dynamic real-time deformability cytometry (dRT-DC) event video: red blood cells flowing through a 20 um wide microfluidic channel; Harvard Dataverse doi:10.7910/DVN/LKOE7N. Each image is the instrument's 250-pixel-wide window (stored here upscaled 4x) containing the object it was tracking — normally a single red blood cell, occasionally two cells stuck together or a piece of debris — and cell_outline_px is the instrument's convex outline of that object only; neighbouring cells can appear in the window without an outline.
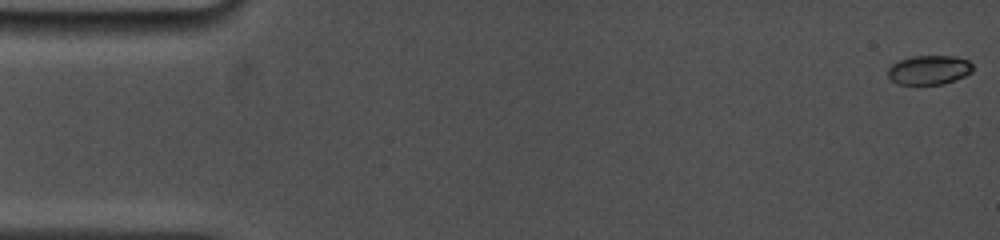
{"species": "common noctule bat (a hibernating species)", "species_latin": "Nyctalus noctula", "temperature_condition": "cold", "stored_images_in_passage": 31, "camera_frame_rate_fps": 5000, "um_per_image_px": 0.085, "animal": {"sex": "female", "body_mass_g": 19.0, "forearm_length_mm": 53.3}, "frame": {"image": 1, "passage_image": 1, "time_ms": 0.0, "image_size_px": [1000, 240], "cell_outline_px": [[972, 72], [956, 80], [944, 84], [896, 84], [888, 76], [888, 68], [892, 64], [900, 60], [912, 56], [956, 56], [968, 60], [972, 64]], "centroid_in_image_um": [78.98, 5.94], "position_along_channel_um": 6.0, "area_um2": 14.51}}
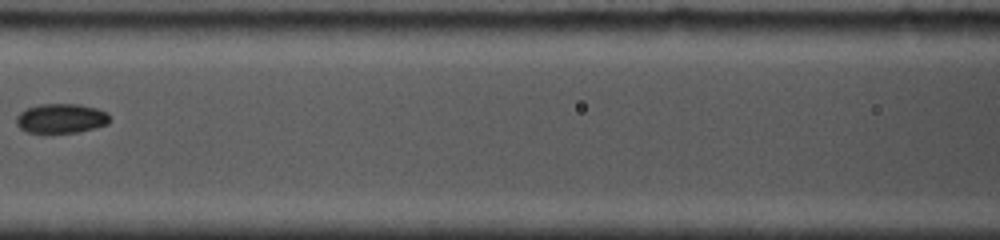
{"frame": {"image": 2, "passage_image": 14, "time_ms": 7.6, "image_size_px": [1000, 240], "cell_outline_px": [[112, 120], [108, 124], [96, 128], [80, 132], [44, 136], [28, 132], [20, 128], [16, 124], [16, 116], [20, 112], [28, 108], [40, 104], [80, 104], [96, 108], [108, 112]], "centroid_in_image_um": [5.21, 10.11], "position_along_channel_um": 161.4, "area_um2": 16.94}}
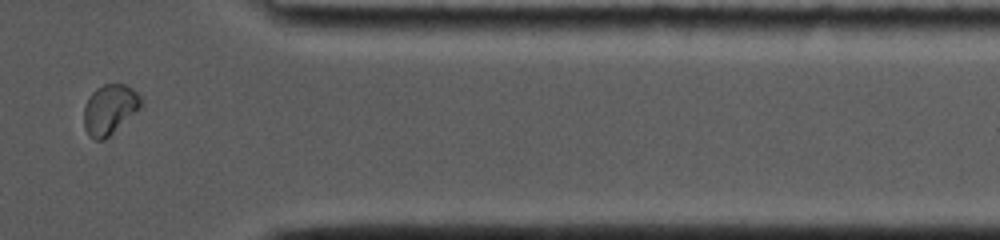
{"frame": {"image": 3, "passage_image": 27, "time_ms": 14.0, "image_size_px": [1000, 240], "cell_outline_px": [[140, 108], [104, 140], [96, 140], [84, 128], [84, 104], [92, 92], [96, 88], [104, 84], [124, 84], [132, 88], [140, 96]], "centroid_in_image_um": [9.3, 9.28], "position_along_channel_um": 402.1, "area_um2": 16.3}, "authors_computed_cell_mechanics": {"area_um2": 15.7794, "velocity_mm_per_s": 3.8487, "shape_relaxation_time_tau1_ms": 7.2101, "shape_relaxation_time_tau2_ms": 2.175, "deformation_change_tau1": 0.1751, "deformation_change_tau2": 0.0352}}